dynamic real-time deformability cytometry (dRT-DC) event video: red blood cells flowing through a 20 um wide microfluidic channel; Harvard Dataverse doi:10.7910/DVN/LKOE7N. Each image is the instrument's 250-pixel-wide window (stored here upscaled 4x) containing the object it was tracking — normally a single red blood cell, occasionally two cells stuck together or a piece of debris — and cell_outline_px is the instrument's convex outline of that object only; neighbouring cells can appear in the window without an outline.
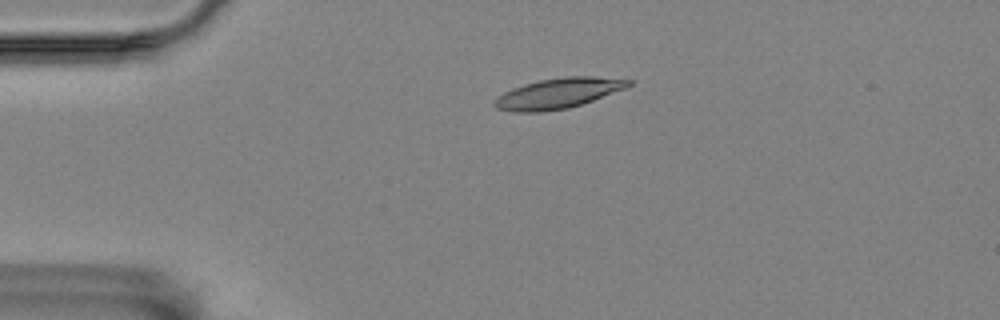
{"species": "Egyptian fruit bat (a non-hibernating species)", "species_latin": "Rousettus aegyptiacus", "temperature_condition": "room temperature", "stored_images_in_passage": 3, "camera_frame_rate_fps": 3000, "um_per_image_px": 0.085, "animal": {"sex": "female"}, "frame": {"image": 1, "passage_image": 2, "time_ms": 0.333, "image_size_px": [1000, 320], "cell_outline_px": [[632, 84], [624, 88], [592, 100], [568, 108], [540, 112], [516, 112], [496, 108], [492, 104], [492, 100], [496, 96], [512, 88], [524, 84], [540, 80], [564, 76], [592, 76], [632, 80]], "centroid_in_image_um": [47.37, 7.93], "position_along_channel_um": 37.6, "area_um2": 23.52}}